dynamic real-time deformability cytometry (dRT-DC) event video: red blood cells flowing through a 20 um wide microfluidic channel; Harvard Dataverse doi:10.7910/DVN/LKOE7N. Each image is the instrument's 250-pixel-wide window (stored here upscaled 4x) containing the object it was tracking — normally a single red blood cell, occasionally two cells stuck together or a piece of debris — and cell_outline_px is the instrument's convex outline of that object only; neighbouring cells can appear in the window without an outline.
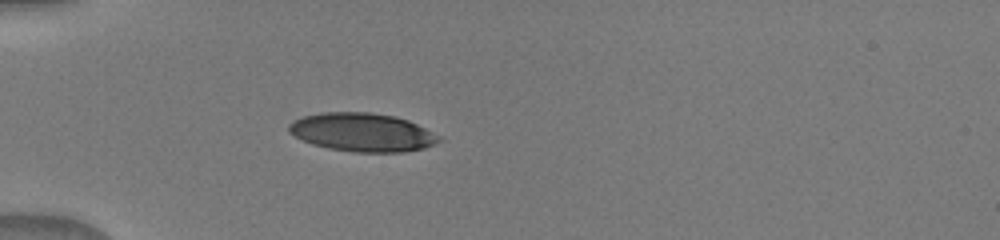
{"species": "human", "species_latin": "Homo sapiens", "temperature_condition": "warm", "stored_images_in_passage": 30, "camera_frame_rate_fps": 3000, "um_per_image_px": 0.085, "donor": {"sex": "male"}, "frame": {"image": 1, "passage_image": 1, "time_ms": 0.0, "image_size_px": [1000, 240], "cell_outline_px": [[440, 140], [424, 148], [404, 152], [352, 152], [328, 148], [312, 144], [288, 132], [288, 124], [292, 120], [304, 116], [320, 112], [368, 112], [396, 116], [408, 120], [440, 136]], "centroid_in_image_um": [30.76, 11.24], "position_along_channel_um": 54.2, "area_um2": 33.58}}
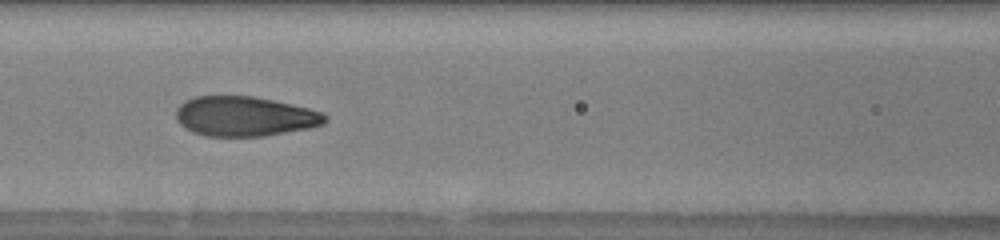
{"frame": {"image": 2, "passage_image": 9, "time_ms": 2.667, "image_size_px": [1000, 240], "cell_outline_px": [[328, 120], [324, 124], [308, 128], [264, 136], [204, 136], [192, 132], [180, 124], [176, 120], [176, 108], [184, 100], [196, 96], [252, 96], [272, 100], [308, 108], [324, 112], [328, 116]], "centroid_in_image_um": [20.79, 9.89], "position_along_channel_um": 145.8, "area_um2": 34.68}}
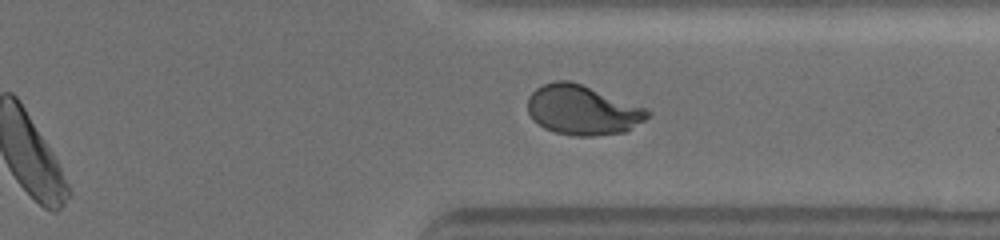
{"frame": {"image": 3, "passage_image": 25, "time_ms": 8.0, "image_size_px": [1000, 240], "cell_outline_px": [[652, 112], [644, 120], [624, 132], [592, 136], [572, 136], [556, 132], [544, 128], [532, 120], [528, 112], [528, 96], [536, 88], [544, 84], [556, 80], [568, 80], [580, 84], [648, 108]], "centroid_in_image_um": [49.49, 9.36], "position_along_channel_um": 361.9, "area_um2": 34.62}}